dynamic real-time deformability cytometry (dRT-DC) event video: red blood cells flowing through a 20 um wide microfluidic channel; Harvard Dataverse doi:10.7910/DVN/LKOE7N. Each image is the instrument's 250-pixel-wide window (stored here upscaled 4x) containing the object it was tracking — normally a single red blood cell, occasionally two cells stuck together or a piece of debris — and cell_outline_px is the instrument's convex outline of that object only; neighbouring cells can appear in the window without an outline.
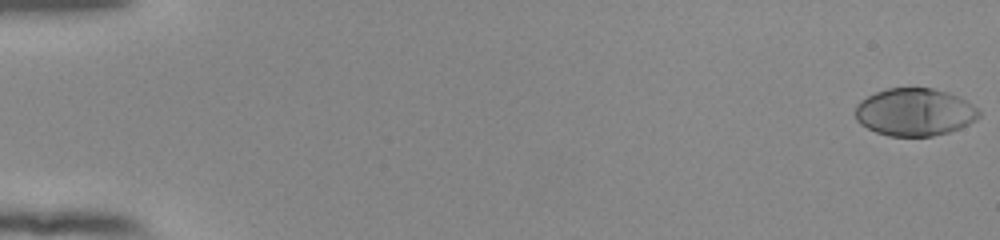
{"species": "human", "species_latin": "Homo sapiens", "temperature_condition": "room temperature", "stored_images_in_passage": 55, "camera_frame_rate_fps": 3000, "um_per_image_px": 0.085, "donor": {"sex": "female"}, "frame": {"image": 1, "passage_image": 1, "time_ms": 0.0, "image_size_px": [1000, 240], "cell_outline_px": [[980, 116], [976, 120], [960, 128], [948, 132], [932, 136], [888, 136], [876, 132], [860, 124], [856, 120], [856, 104], [860, 100], [876, 92], [888, 88], [932, 88], [948, 92], [972, 104], [980, 112]], "centroid_in_image_um": [77.73, 9.53], "position_along_channel_um": 7.3, "area_um2": 34.22}}
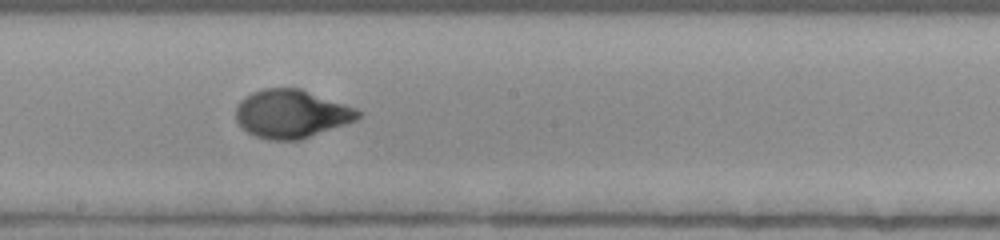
{"frame": {"image": 2, "passage_image": 32, "time_ms": 10.333, "image_size_px": [1000, 240], "cell_outline_px": [[364, 112], [356, 120], [300, 140], [268, 140], [256, 136], [248, 132], [236, 120], [236, 108], [240, 100], [244, 96], [252, 92], [264, 88], [300, 88], [356, 108]], "centroid_in_image_um": [24.77, 9.67], "position_along_channel_um": 223.4, "area_um2": 34.33}}
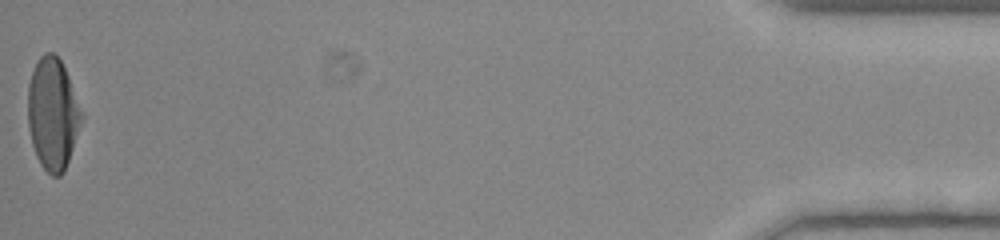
{"frame": {"image": 3, "passage_image": 55, "time_ms": 18.0, "image_size_px": [1000, 240], "cell_outline_px": [[84, 116], [64, 172], [60, 176], [52, 176], [40, 164], [36, 156], [32, 144], [28, 128], [28, 84], [32, 72], [40, 56], [44, 52], [52, 52], [60, 60], [68, 76]], "centroid_in_image_um": [4.48, 9.69], "position_along_channel_um": 430.7, "area_um2": 34.85}, "authors_computed_cell_mechanics": {"area_um2": 34.0442, "velocity_mm_per_s": 3.867, "shape_relaxation_time_tau1_ms": 3.7282, "shape_relaxation_time_tau2_ms": null, "deformation_change_tau1": 0.2153, "deformation_change_tau2": null}}